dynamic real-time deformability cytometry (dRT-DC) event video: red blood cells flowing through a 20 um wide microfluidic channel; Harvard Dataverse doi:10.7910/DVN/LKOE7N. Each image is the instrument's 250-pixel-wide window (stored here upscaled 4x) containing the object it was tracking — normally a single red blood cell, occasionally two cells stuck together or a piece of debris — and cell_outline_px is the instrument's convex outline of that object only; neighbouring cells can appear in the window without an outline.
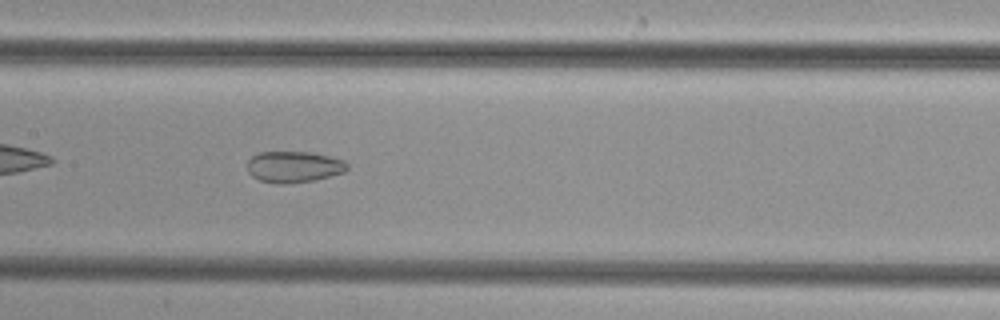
{"species": "common noctule bat (a hibernating species)", "species_latin": "Nyctalus noctula", "temperature_condition": "cold", "stored_images_in_passage": 42, "camera_frame_rate_fps": 3000, "um_per_image_px": 0.085, "animal": {"sex": "female", "body_mass_g": 29.2, "forearm_length_mm": 56.3}, "frame": {"image": 1, "passage_image": 24, "time_ms": 7.667, "image_size_px": [1000, 320], "cell_outline_px": [[348, 168], [344, 172], [316, 180], [288, 184], [276, 184], [260, 180], [252, 176], [248, 172], [248, 160], [252, 156], [260, 152], [312, 152], [344, 160], [348, 164]], "centroid_in_image_um": [24.98, 14.19], "position_along_channel_um": 182.4, "area_um2": 18.32}}
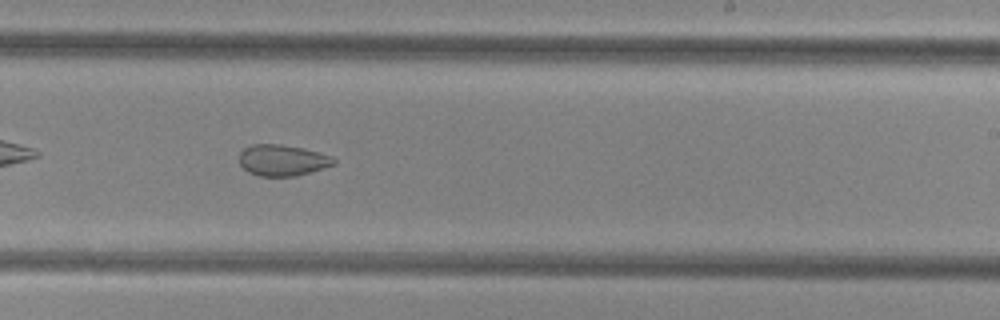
{"frame": {"image": 2, "passage_image": 30, "time_ms": 9.667, "image_size_px": [1000, 320], "cell_outline_px": [[336, 164], [312, 172], [296, 176], [260, 176], [248, 172], [240, 164], [240, 152], [244, 148], [252, 144], [280, 144], [304, 148], [332, 156], [336, 160]], "centroid_in_image_um": [24.03, 13.62], "position_along_channel_um": 265.0, "area_um2": 17.28}}